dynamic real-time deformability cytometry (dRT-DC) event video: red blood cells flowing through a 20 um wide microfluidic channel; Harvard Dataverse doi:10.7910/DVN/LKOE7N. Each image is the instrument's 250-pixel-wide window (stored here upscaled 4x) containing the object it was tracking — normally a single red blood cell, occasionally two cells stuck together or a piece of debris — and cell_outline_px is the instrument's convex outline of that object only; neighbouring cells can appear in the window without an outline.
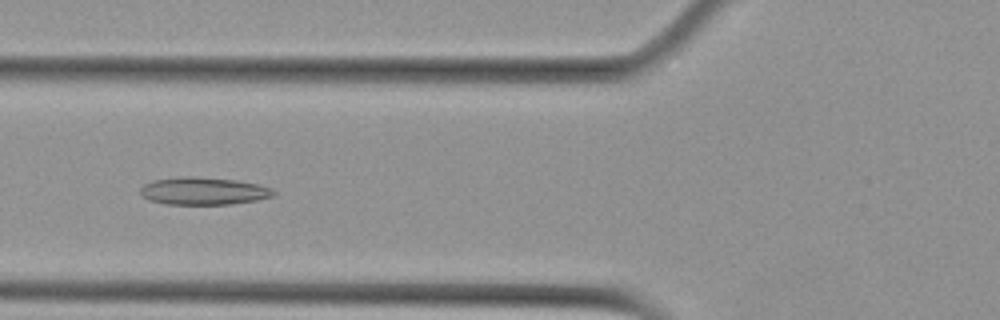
{"species": "Egyptian fruit bat (a non-hibernating species)", "species_latin": "Rousettus aegyptiacus", "temperature_condition": "cold", "stored_images_in_passage": 7, "camera_frame_rate_fps": 3000, "um_per_image_px": 0.085, "animal": {"sex": "female"}, "frame": {"image": 1, "passage_image": 6, "time_ms": 5.667, "image_size_px": [1000, 320], "cell_outline_px": [[276, 192], [272, 196], [256, 200], [228, 204], [168, 204], [152, 200], [144, 196], [140, 192], [140, 188], [144, 184], [152, 180], [184, 176], [192, 176], [236, 180], [260, 184], [272, 188]], "centroid_in_image_um": [17.32, 16.22], "position_along_channel_um": 108.5, "area_um2": 21.21}}
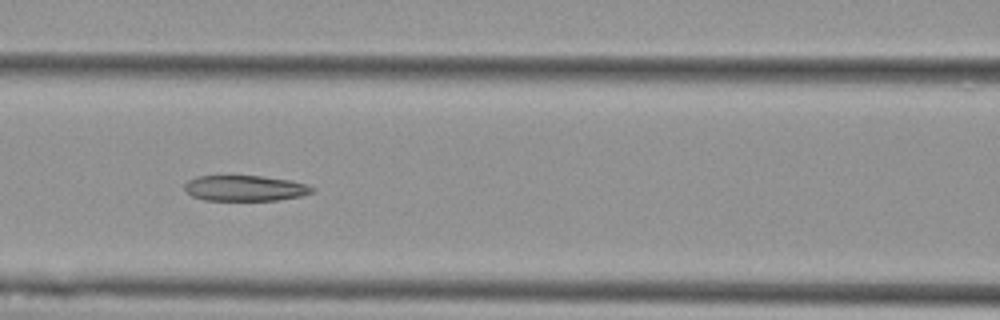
{"frame": {"image": 2, "passage_image": 7, "time_ms": 6.667, "image_size_px": [1000, 320], "cell_outline_px": [[316, 188], [312, 192], [300, 196], [276, 200], [204, 200], [192, 196], [184, 188], [184, 184], [188, 180], [196, 176], [260, 176], [292, 180], [308, 184]], "centroid_in_image_um": [20.84, 15.99], "position_along_channel_um": 145.8, "area_um2": 19.07}}